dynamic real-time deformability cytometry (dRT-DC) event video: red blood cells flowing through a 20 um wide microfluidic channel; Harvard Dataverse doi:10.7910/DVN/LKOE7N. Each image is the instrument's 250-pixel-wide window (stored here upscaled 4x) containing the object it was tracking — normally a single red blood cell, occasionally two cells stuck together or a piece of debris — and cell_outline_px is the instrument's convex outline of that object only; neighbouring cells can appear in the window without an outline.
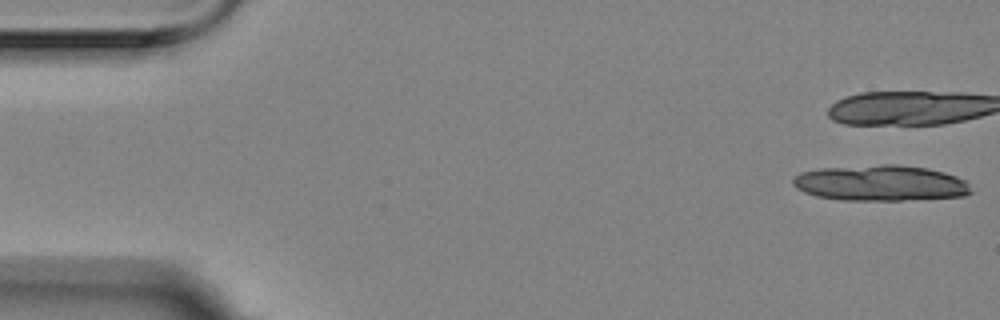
{"species": "Egyptian fruit bat (a non-hibernating species)", "species_latin": "Rousettus aegyptiacus", "temperature_condition": "room temperature", "stored_images_in_passage": 14, "camera_frame_rate_fps": 3000, "um_per_image_px": 0.085, "animal": {"sex": "female"}, "frame": {"image": 1, "passage_image": 1, "time_ms": 0.0, "image_size_px": [1000, 320], "cell_outline_px": [[972, 192], [964, 196], [900, 200], [840, 200], [816, 196], [804, 192], [796, 188], [792, 184], [792, 180], [800, 172], [820, 168], [884, 164], [900, 164], [928, 168], [944, 172], [956, 176], [964, 180], [968, 184]], "centroid_in_image_um": [74.82, 15.55], "position_along_channel_um": 10.2, "area_um2": 37.22}}